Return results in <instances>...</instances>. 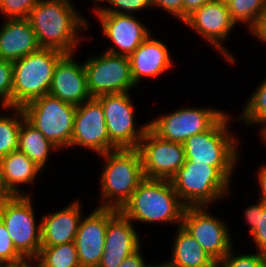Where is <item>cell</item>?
Here are the masks:
<instances>
[{
  "mask_svg": "<svg viewBox=\"0 0 266 267\" xmlns=\"http://www.w3.org/2000/svg\"><path fill=\"white\" fill-rule=\"evenodd\" d=\"M101 0H93V2L95 3V4H98V2H100Z\"/></svg>",
  "mask_w": 266,
  "mask_h": 267,
  "instance_id": "obj_46",
  "label": "cell"
},
{
  "mask_svg": "<svg viewBox=\"0 0 266 267\" xmlns=\"http://www.w3.org/2000/svg\"><path fill=\"white\" fill-rule=\"evenodd\" d=\"M51 141L26 119L22 121L18 138V151L26 154L37 166L44 169L50 153L58 150Z\"/></svg>",
  "mask_w": 266,
  "mask_h": 267,
  "instance_id": "obj_25",
  "label": "cell"
},
{
  "mask_svg": "<svg viewBox=\"0 0 266 267\" xmlns=\"http://www.w3.org/2000/svg\"><path fill=\"white\" fill-rule=\"evenodd\" d=\"M150 3L152 8L163 9L183 22V0H150Z\"/></svg>",
  "mask_w": 266,
  "mask_h": 267,
  "instance_id": "obj_36",
  "label": "cell"
},
{
  "mask_svg": "<svg viewBox=\"0 0 266 267\" xmlns=\"http://www.w3.org/2000/svg\"><path fill=\"white\" fill-rule=\"evenodd\" d=\"M194 30L204 41L216 48L231 64L235 57L227 50L225 40L230 37L236 23L232 20L226 1L211 0L191 13L183 22ZM230 32V33H229ZM230 53V54H229Z\"/></svg>",
  "mask_w": 266,
  "mask_h": 267,
  "instance_id": "obj_12",
  "label": "cell"
},
{
  "mask_svg": "<svg viewBox=\"0 0 266 267\" xmlns=\"http://www.w3.org/2000/svg\"><path fill=\"white\" fill-rule=\"evenodd\" d=\"M73 146L90 149L99 155L117 149L109 140L104 110L95 97L77 106L69 148Z\"/></svg>",
  "mask_w": 266,
  "mask_h": 267,
  "instance_id": "obj_15",
  "label": "cell"
},
{
  "mask_svg": "<svg viewBox=\"0 0 266 267\" xmlns=\"http://www.w3.org/2000/svg\"><path fill=\"white\" fill-rule=\"evenodd\" d=\"M226 4L232 20L246 24L250 32L258 23L266 0H226Z\"/></svg>",
  "mask_w": 266,
  "mask_h": 267,
  "instance_id": "obj_28",
  "label": "cell"
},
{
  "mask_svg": "<svg viewBox=\"0 0 266 267\" xmlns=\"http://www.w3.org/2000/svg\"><path fill=\"white\" fill-rule=\"evenodd\" d=\"M77 106L50 94L22 107L25 119L60 149L69 148Z\"/></svg>",
  "mask_w": 266,
  "mask_h": 267,
  "instance_id": "obj_8",
  "label": "cell"
},
{
  "mask_svg": "<svg viewBox=\"0 0 266 267\" xmlns=\"http://www.w3.org/2000/svg\"><path fill=\"white\" fill-rule=\"evenodd\" d=\"M229 117L224 113L208 130L187 138L183 146L186 160L214 166L231 182L240 156L239 141L229 132Z\"/></svg>",
  "mask_w": 266,
  "mask_h": 267,
  "instance_id": "obj_4",
  "label": "cell"
},
{
  "mask_svg": "<svg viewBox=\"0 0 266 267\" xmlns=\"http://www.w3.org/2000/svg\"><path fill=\"white\" fill-rule=\"evenodd\" d=\"M28 20L41 48L56 49L65 54L75 53L83 39V31L90 26L71 2L39 0Z\"/></svg>",
  "mask_w": 266,
  "mask_h": 267,
  "instance_id": "obj_1",
  "label": "cell"
},
{
  "mask_svg": "<svg viewBox=\"0 0 266 267\" xmlns=\"http://www.w3.org/2000/svg\"><path fill=\"white\" fill-rule=\"evenodd\" d=\"M170 182L186 207H208L231 190L230 181L216 167L186 159Z\"/></svg>",
  "mask_w": 266,
  "mask_h": 267,
  "instance_id": "obj_6",
  "label": "cell"
},
{
  "mask_svg": "<svg viewBox=\"0 0 266 267\" xmlns=\"http://www.w3.org/2000/svg\"><path fill=\"white\" fill-rule=\"evenodd\" d=\"M118 210L96 207L87 217L81 218L75 236V246L81 267H97L104 253L108 220Z\"/></svg>",
  "mask_w": 266,
  "mask_h": 267,
  "instance_id": "obj_17",
  "label": "cell"
},
{
  "mask_svg": "<svg viewBox=\"0 0 266 267\" xmlns=\"http://www.w3.org/2000/svg\"><path fill=\"white\" fill-rule=\"evenodd\" d=\"M142 159L145 178L171 180L185 161L183 143L162 139L150 128L137 148Z\"/></svg>",
  "mask_w": 266,
  "mask_h": 267,
  "instance_id": "obj_13",
  "label": "cell"
},
{
  "mask_svg": "<svg viewBox=\"0 0 266 267\" xmlns=\"http://www.w3.org/2000/svg\"><path fill=\"white\" fill-rule=\"evenodd\" d=\"M27 261L15 248L6 226L0 219V263L15 265Z\"/></svg>",
  "mask_w": 266,
  "mask_h": 267,
  "instance_id": "obj_33",
  "label": "cell"
},
{
  "mask_svg": "<svg viewBox=\"0 0 266 267\" xmlns=\"http://www.w3.org/2000/svg\"><path fill=\"white\" fill-rule=\"evenodd\" d=\"M257 125H260L261 129L259 128V132L261 133L260 138H262L261 140H263L262 142L264 143V145L266 146V117H264L263 119L259 120L257 123Z\"/></svg>",
  "mask_w": 266,
  "mask_h": 267,
  "instance_id": "obj_42",
  "label": "cell"
},
{
  "mask_svg": "<svg viewBox=\"0 0 266 267\" xmlns=\"http://www.w3.org/2000/svg\"><path fill=\"white\" fill-rule=\"evenodd\" d=\"M250 234L256 250L266 253V204L259 209L258 225Z\"/></svg>",
  "mask_w": 266,
  "mask_h": 267,
  "instance_id": "obj_35",
  "label": "cell"
},
{
  "mask_svg": "<svg viewBox=\"0 0 266 267\" xmlns=\"http://www.w3.org/2000/svg\"><path fill=\"white\" fill-rule=\"evenodd\" d=\"M257 204L250 205L244 209L245 222L250 226L249 232L251 233L258 225L259 209L265 204L260 199Z\"/></svg>",
  "mask_w": 266,
  "mask_h": 267,
  "instance_id": "obj_37",
  "label": "cell"
},
{
  "mask_svg": "<svg viewBox=\"0 0 266 267\" xmlns=\"http://www.w3.org/2000/svg\"><path fill=\"white\" fill-rule=\"evenodd\" d=\"M210 1L211 0H183V22L196 9H199L202 5Z\"/></svg>",
  "mask_w": 266,
  "mask_h": 267,
  "instance_id": "obj_40",
  "label": "cell"
},
{
  "mask_svg": "<svg viewBox=\"0 0 266 267\" xmlns=\"http://www.w3.org/2000/svg\"><path fill=\"white\" fill-rule=\"evenodd\" d=\"M0 26V59L14 62L41 47L28 19H6Z\"/></svg>",
  "mask_w": 266,
  "mask_h": 267,
  "instance_id": "obj_22",
  "label": "cell"
},
{
  "mask_svg": "<svg viewBox=\"0 0 266 267\" xmlns=\"http://www.w3.org/2000/svg\"><path fill=\"white\" fill-rule=\"evenodd\" d=\"M207 206L186 207L181 226L196 239L203 249L217 262L232 248L227 225L209 211Z\"/></svg>",
  "mask_w": 266,
  "mask_h": 267,
  "instance_id": "obj_14",
  "label": "cell"
},
{
  "mask_svg": "<svg viewBox=\"0 0 266 267\" xmlns=\"http://www.w3.org/2000/svg\"><path fill=\"white\" fill-rule=\"evenodd\" d=\"M101 55V56H100ZM84 61L87 88L92 97L130 92L136 87L127 56L104 52Z\"/></svg>",
  "mask_w": 266,
  "mask_h": 267,
  "instance_id": "obj_10",
  "label": "cell"
},
{
  "mask_svg": "<svg viewBox=\"0 0 266 267\" xmlns=\"http://www.w3.org/2000/svg\"><path fill=\"white\" fill-rule=\"evenodd\" d=\"M37 267H81L74 242L58 246H41L33 261Z\"/></svg>",
  "mask_w": 266,
  "mask_h": 267,
  "instance_id": "obj_26",
  "label": "cell"
},
{
  "mask_svg": "<svg viewBox=\"0 0 266 267\" xmlns=\"http://www.w3.org/2000/svg\"><path fill=\"white\" fill-rule=\"evenodd\" d=\"M39 0H0V14L7 19H28Z\"/></svg>",
  "mask_w": 266,
  "mask_h": 267,
  "instance_id": "obj_32",
  "label": "cell"
},
{
  "mask_svg": "<svg viewBox=\"0 0 266 267\" xmlns=\"http://www.w3.org/2000/svg\"><path fill=\"white\" fill-rule=\"evenodd\" d=\"M140 247V236L133 222L121 211H117L108 220L104 253L97 267H118L128 255Z\"/></svg>",
  "mask_w": 266,
  "mask_h": 267,
  "instance_id": "obj_18",
  "label": "cell"
},
{
  "mask_svg": "<svg viewBox=\"0 0 266 267\" xmlns=\"http://www.w3.org/2000/svg\"><path fill=\"white\" fill-rule=\"evenodd\" d=\"M30 195L0 196V219L16 250L34 261L41 248V218L36 222Z\"/></svg>",
  "mask_w": 266,
  "mask_h": 267,
  "instance_id": "obj_7",
  "label": "cell"
},
{
  "mask_svg": "<svg viewBox=\"0 0 266 267\" xmlns=\"http://www.w3.org/2000/svg\"><path fill=\"white\" fill-rule=\"evenodd\" d=\"M257 173L258 185L261 189L259 199L266 204V164L262 165Z\"/></svg>",
  "mask_w": 266,
  "mask_h": 267,
  "instance_id": "obj_41",
  "label": "cell"
},
{
  "mask_svg": "<svg viewBox=\"0 0 266 267\" xmlns=\"http://www.w3.org/2000/svg\"><path fill=\"white\" fill-rule=\"evenodd\" d=\"M250 95L243 109V113L237 117V121H243L245 125H256V123L266 117V78Z\"/></svg>",
  "mask_w": 266,
  "mask_h": 267,
  "instance_id": "obj_29",
  "label": "cell"
},
{
  "mask_svg": "<svg viewBox=\"0 0 266 267\" xmlns=\"http://www.w3.org/2000/svg\"><path fill=\"white\" fill-rule=\"evenodd\" d=\"M20 267H37V266L32 261H24L20 263Z\"/></svg>",
  "mask_w": 266,
  "mask_h": 267,
  "instance_id": "obj_43",
  "label": "cell"
},
{
  "mask_svg": "<svg viewBox=\"0 0 266 267\" xmlns=\"http://www.w3.org/2000/svg\"><path fill=\"white\" fill-rule=\"evenodd\" d=\"M81 203L76 200L64 209L41 217V246L74 242L82 218Z\"/></svg>",
  "mask_w": 266,
  "mask_h": 267,
  "instance_id": "obj_21",
  "label": "cell"
},
{
  "mask_svg": "<svg viewBox=\"0 0 266 267\" xmlns=\"http://www.w3.org/2000/svg\"><path fill=\"white\" fill-rule=\"evenodd\" d=\"M104 160L99 189L102 202L98 207L120 211L145 179L142 159L137 148L116 149L99 155Z\"/></svg>",
  "mask_w": 266,
  "mask_h": 267,
  "instance_id": "obj_3",
  "label": "cell"
},
{
  "mask_svg": "<svg viewBox=\"0 0 266 267\" xmlns=\"http://www.w3.org/2000/svg\"><path fill=\"white\" fill-rule=\"evenodd\" d=\"M169 261L172 267H216V261L182 226L177 227Z\"/></svg>",
  "mask_w": 266,
  "mask_h": 267,
  "instance_id": "obj_24",
  "label": "cell"
},
{
  "mask_svg": "<svg viewBox=\"0 0 266 267\" xmlns=\"http://www.w3.org/2000/svg\"><path fill=\"white\" fill-rule=\"evenodd\" d=\"M102 34L111 40L106 52L129 57L151 35L149 29L134 15L95 12ZM109 49V50H108Z\"/></svg>",
  "mask_w": 266,
  "mask_h": 267,
  "instance_id": "obj_16",
  "label": "cell"
},
{
  "mask_svg": "<svg viewBox=\"0 0 266 267\" xmlns=\"http://www.w3.org/2000/svg\"><path fill=\"white\" fill-rule=\"evenodd\" d=\"M185 209L170 180L145 178L120 211L132 222L181 226Z\"/></svg>",
  "mask_w": 266,
  "mask_h": 267,
  "instance_id": "obj_2",
  "label": "cell"
},
{
  "mask_svg": "<svg viewBox=\"0 0 266 267\" xmlns=\"http://www.w3.org/2000/svg\"><path fill=\"white\" fill-rule=\"evenodd\" d=\"M135 85L144 77L157 78L172 68L173 59L167 46L158 39L148 36L128 57Z\"/></svg>",
  "mask_w": 266,
  "mask_h": 267,
  "instance_id": "obj_20",
  "label": "cell"
},
{
  "mask_svg": "<svg viewBox=\"0 0 266 267\" xmlns=\"http://www.w3.org/2000/svg\"><path fill=\"white\" fill-rule=\"evenodd\" d=\"M233 250L232 248L221 260L217 261L216 267H266V253L257 251L252 254L236 255Z\"/></svg>",
  "mask_w": 266,
  "mask_h": 267,
  "instance_id": "obj_30",
  "label": "cell"
},
{
  "mask_svg": "<svg viewBox=\"0 0 266 267\" xmlns=\"http://www.w3.org/2000/svg\"><path fill=\"white\" fill-rule=\"evenodd\" d=\"M73 57L74 53L65 54L58 61L48 94L78 106L92 96L87 88L84 63L76 62Z\"/></svg>",
  "mask_w": 266,
  "mask_h": 267,
  "instance_id": "obj_19",
  "label": "cell"
},
{
  "mask_svg": "<svg viewBox=\"0 0 266 267\" xmlns=\"http://www.w3.org/2000/svg\"><path fill=\"white\" fill-rule=\"evenodd\" d=\"M41 171L23 152L16 150L4 156L0 159V196L29 195L18 185L34 184Z\"/></svg>",
  "mask_w": 266,
  "mask_h": 267,
  "instance_id": "obj_23",
  "label": "cell"
},
{
  "mask_svg": "<svg viewBox=\"0 0 266 267\" xmlns=\"http://www.w3.org/2000/svg\"><path fill=\"white\" fill-rule=\"evenodd\" d=\"M226 111L214 108L183 107L149 121V128L165 140L184 143L208 130Z\"/></svg>",
  "mask_w": 266,
  "mask_h": 267,
  "instance_id": "obj_11",
  "label": "cell"
},
{
  "mask_svg": "<svg viewBox=\"0 0 266 267\" xmlns=\"http://www.w3.org/2000/svg\"><path fill=\"white\" fill-rule=\"evenodd\" d=\"M95 98L103 107L110 142L117 149L138 148L149 122L139 128L135 126L134 102L129 92L103 94Z\"/></svg>",
  "mask_w": 266,
  "mask_h": 267,
  "instance_id": "obj_9",
  "label": "cell"
},
{
  "mask_svg": "<svg viewBox=\"0 0 266 267\" xmlns=\"http://www.w3.org/2000/svg\"><path fill=\"white\" fill-rule=\"evenodd\" d=\"M152 267H172V266H170L167 262H165V263L163 262V264L162 263L153 264Z\"/></svg>",
  "mask_w": 266,
  "mask_h": 267,
  "instance_id": "obj_44",
  "label": "cell"
},
{
  "mask_svg": "<svg viewBox=\"0 0 266 267\" xmlns=\"http://www.w3.org/2000/svg\"><path fill=\"white\" fill-rule=\"evenodd\" d=\"M13 63L0 59V105L12 108Z\"/></svg>",
  "mask_w": 266,
  "mask_h": 267,
  "instance_id": "obj_34",
  "label": "cell"
},
{
  "mask_svg": "<svg viewBox=\"0 0 266 267\" xmlns=\"http://www.w3.org/2000/svg\"><path fill=\"white\" fill-rule=\"evenodd\" d=\"M250 33L255 36L254 39L262 41L261 43L266 44V5L262 10L260 19L256 26L250 31Z\"/></svg>",
  "mask_w": 266,
  "mask_h": 267,
  "instance_id": "obj_39",
  "label": "cell"
},
{
  "mask_svg": "<svg viewBox=\"0 0 266 267\" xmlns=\"http://www.w3.org/2000/svg\"><path fill=\"white\" fill-rule=\"evenodd\" d=\"M140 251L141 247L128 255L118 267H152L153 264H146L145 259Z\"/></svg>",
  "mask_w": 266,
  "mask_h": 267,
  "instance_id": "obj_38",
  "label": "cell"
},
{
  "mask_svg": "<svg viewBox=\"0 0 266 267\" xmlns=\"http://www.w3.org/2000/svg\"><path fill=\"white\" fill-rule=\"evenodd\" d=\"M101 2L108 3L110 6L107 8L104 6H97L94 12L104 13H117V14H128L133 15V12H139L147 8H151L150 0H101ZM113 6V8H112Z\"/></svg>",
  "mask_w": 266,
  "mask_h": 267,
  "instance_id": "obj_31",
  "label": "cell"
},
{
  "mask_svg": "<svg viewBox=\"0 0 266 267\" xmlns=\"http://www.w3.org/2000/svg\"><path fill=\"white\" fill-rule=\"evenodd\" d=\"M64 55L56 49L40 48L12 62V108H22L49 93L55 67Z\"/></svg>",
  "mask_w": 266,
  "mask_h": 267,
  "instance_id": "obj_5",
  "label": "cell"
},
{
  "mask_svg": "<svg viewBox=\"0 0 266 267\" xmlns=\"http://www.w3.org/2000/svg\"><path fill=\"white\" fill-rule=\"evenodd\" d=\"M1 267H20V263L15 265H2Z\"/></svg>",
  "mask_w": 266,
  "mask_h": 267,
  "instance_id": "obj_45",
  "label": "cell"
},
{
  "mask_svg": "<svg viewBox=\"0 0 266 267\" xmlns=\"http://www.w3.org/2000/svg\"><path fill=\"white\" fill-rule=\"evenodd\" d=\"M5 109H13L14 114L0 115V159L18 149L20 126L25 119L22 108Z\"/></svg>",
  "mask_w": 266,
  "mask_h": 267,
  "instance_id": "obj_27",
  "label": "cell"
}]
</instances>
